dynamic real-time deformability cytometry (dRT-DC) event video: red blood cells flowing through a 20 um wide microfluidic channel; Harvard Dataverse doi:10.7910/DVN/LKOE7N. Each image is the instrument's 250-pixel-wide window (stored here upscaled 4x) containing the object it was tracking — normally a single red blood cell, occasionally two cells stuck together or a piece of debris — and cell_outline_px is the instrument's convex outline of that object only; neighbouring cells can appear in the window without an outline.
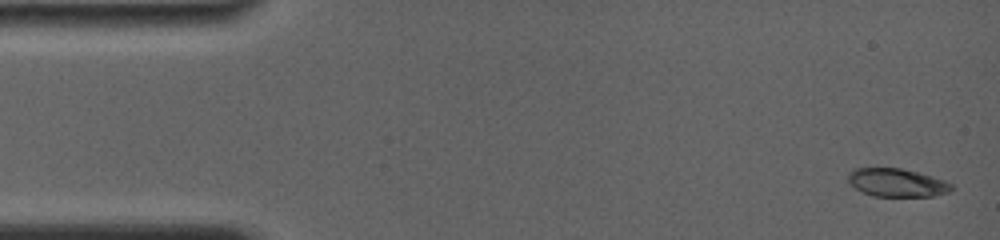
{"species": "common noctule bat (a hibernating species)", "species_latin": "Nyctalus noctula", "temperature_condition": "room temperature", "stored_images_in_passage": 11, "camera_frame_rate_fps": 4000, "um_per_image_px": 0.085, "animal": {"sex": "female", "body_mass_g": 19.0, "forearm_length_mm": 56.7}, "frame": {"image": 1, "passage_image": 1, "time_ms": 0.0, "image_size_px": [1000, 240], "cell_outline_px": [[952, 188], [948, 192], [932, 196], [872, 196], [856, 188], [848, 180], [848, 172], [856, 168], [900, 168], [932, 176], [944, 180], [952, 184]], "centroid_in_image_um": [76.23, 15.52], "position_along_channel_um": 8.8, "area_um2": 16.76}}
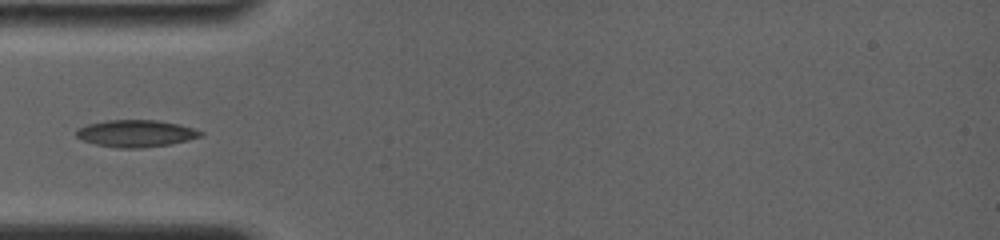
{"frame": {"image": 2, "passage_image": 7, "time_ms": 4.75, "image_size_px": [1000, 240], "cell_outline_px": [[204, 136], [188, 140], [168, 144], [140, 148], [120, 148], [96, 144], [84, 140], [76, 136], [76, 128], [88, 124], [104, 120], [156, 120], [180, 124], [204, 132]], "centroid_in_image_um": [11.56, 11.33], "position_along_channel_um": 73.4, "area_um2": 19.54}}
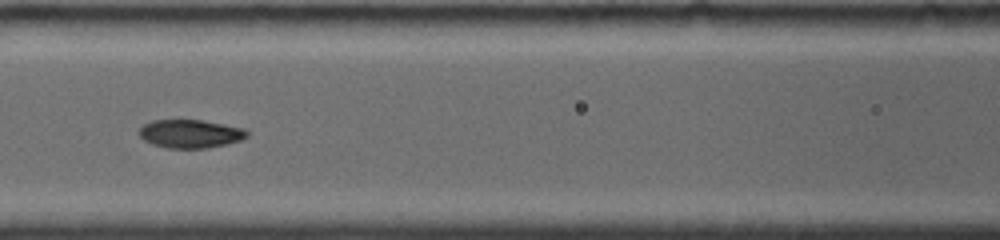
{"frame": {"image": 3, "passage_image": 10, "time_ms": 6.75, "image_size_px": [1000, 240], "cell_outline_px": [[248, 136], [240, 140], [228, 144], [204, 148], [168, 148], [152, 144], [144, 140], [140, 136], [140, 128], [144, 124], [152, 120], [204, 120], [244, 128], [248, 132]], "centroid_in_image_um": [16.19, 11.36], "position_along_channel_um": 150.4, "area_um2": 17.8}}